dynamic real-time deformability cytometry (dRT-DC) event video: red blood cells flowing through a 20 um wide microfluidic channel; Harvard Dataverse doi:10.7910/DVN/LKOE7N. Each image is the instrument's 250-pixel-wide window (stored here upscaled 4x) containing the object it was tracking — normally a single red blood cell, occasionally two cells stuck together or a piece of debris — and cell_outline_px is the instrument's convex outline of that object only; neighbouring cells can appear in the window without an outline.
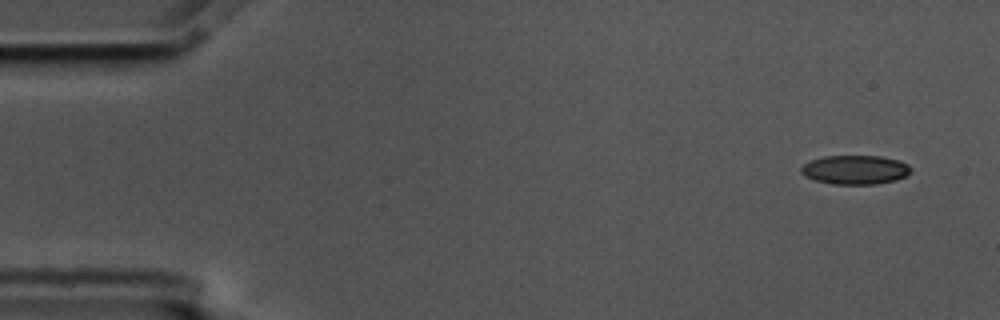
{"species": "common noctule bat (a hibernating species)", "species_latin": "Nyctalus noctula", "temperature_condition": "cold", "stored_images_in_passage": 2, "camera_frame_rate_fps": 3000, "um_per_image_px": 0.085, "animal": {"sex": "male", "body_mass_g": 17.5, "forearm_length_mm": 52.3}, "frame": {"image": 1, "passage_image": 2, "time_ms": 0.333, "image_size_px": [1000, 320], "cell_outline_px": [[912, 168], [904, 176], [896, 180], [876, 184], [832, 184], [816, 180], [804, 176], [800, 172], [800, 168], [804, 164], [812, 160], [824, 156], [880, 156], [900, 160], [908, 164]], "centroid_in_image_um": [72.68, 14.43], "position_along_channel_um": 12.3, "area_um2": 18.55}}